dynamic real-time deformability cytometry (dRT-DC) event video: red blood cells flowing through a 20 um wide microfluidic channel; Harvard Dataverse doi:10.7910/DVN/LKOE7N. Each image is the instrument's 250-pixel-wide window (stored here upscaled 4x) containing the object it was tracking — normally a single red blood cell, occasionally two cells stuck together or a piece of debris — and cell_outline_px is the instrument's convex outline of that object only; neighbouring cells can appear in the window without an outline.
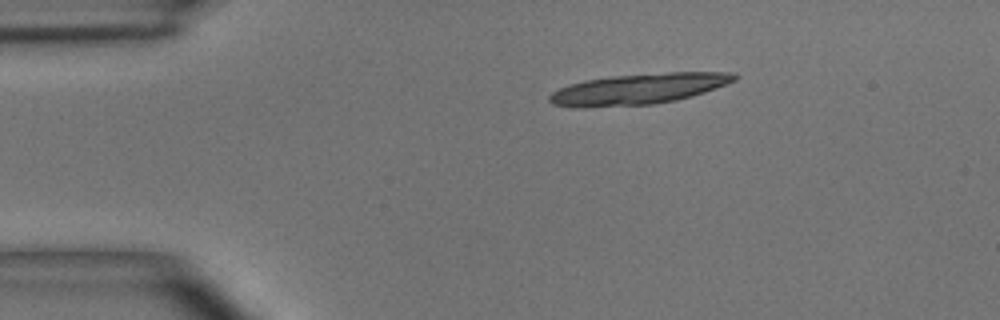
{"species": "common noctule bat (a hibernating species)", "species_latin": "Nyctalus noctula", "temperature_condition": "room temperature", "stored_images_in_passage": 4, "camera_frame_rate_fps": 3000, "um_per_image_px": 0.085, "animal": {"sex": "male", "body_mass_g": 15.6}, "frame": {"image": 1, "passage_image": 1, "time_ms": 0.0, "image_size_px": [1000, 320], "cell_outline_px": [[740, 76], [736, 80], [728, 84], [692, 96], [676, 100], [652, 104], [584, 108], [572, 108], [552, 104], [548, 100], [548, 96], [552, 92], [568, 84], [584, 80], [608, 76], [668, 72], [732, 72]], "centroid_in_image_um": [54.24, 7.56], "position_along_channel_um": 30.8, "area_um2": 33.58}}